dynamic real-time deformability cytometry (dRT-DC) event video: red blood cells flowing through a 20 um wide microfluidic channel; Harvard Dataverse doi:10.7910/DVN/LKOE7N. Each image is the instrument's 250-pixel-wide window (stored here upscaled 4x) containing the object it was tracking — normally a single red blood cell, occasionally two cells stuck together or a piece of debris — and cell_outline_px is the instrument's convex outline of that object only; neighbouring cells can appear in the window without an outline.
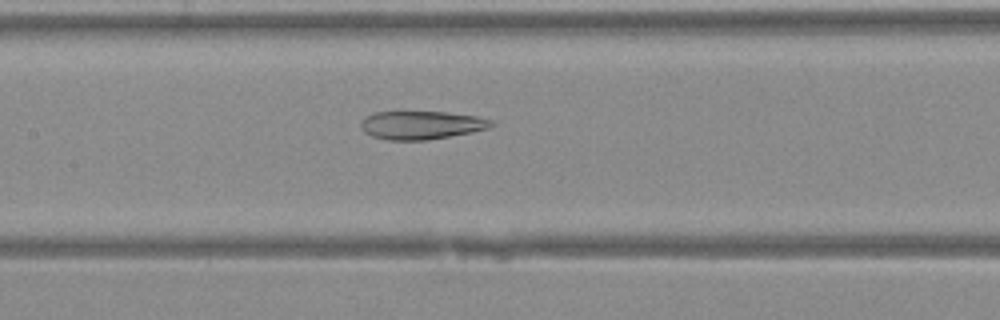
{"species": "Egyptian fruit bat (a non-hibernating species)", "species_latin": "Rousettus aegyptiacus", "temperature_condition": "warm", "stored_images_in_passage": 29, "camera_frame_rate_fps": 3000, "um_per_image_px": 0.085, "animal": {"sex": "female"}, "frame": {"image": 1, "passage_image": 14, "time_ms": 4.333, "image_size_px": [1000, 320], "cell_outline_px": [[492, 124], [488, 128], [472, 132], [428, 140], [388, 140], [372, 136], [364, 132], [360, 124], [364, 116], [376, 112], [444, 112], [480, 116], [492, 120]], "centroid_in_image_um": [35.8, 10.63], "position_along_channel_um": 171.6, "area_um2": 21.5}}
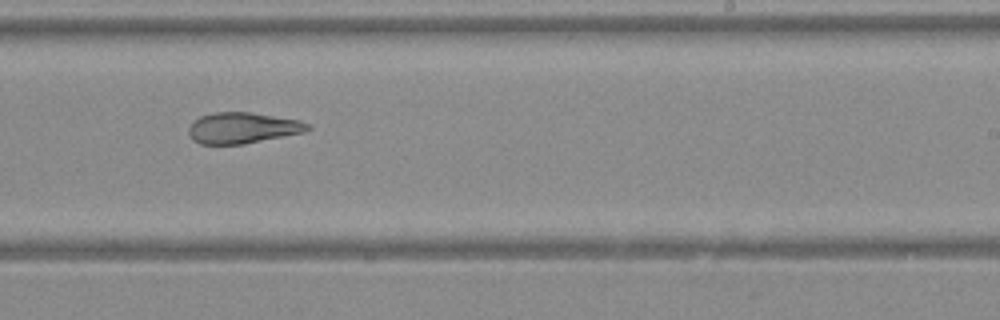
{"frame": {"image": 2, "passage_image": 20, "time_ms": 6.333, "image_size_px": [1000, 320], "cell_outline_px": [[312, 128], [304, 132], [244, 144], [200, 144], [192, 140], [188, 132], [188, 128], [200, 116], [216, 112], [248, 112], [300, 120], [308, 124]], "centroid_in_image_um": [20.61, 10.88], "position_along_channel_um": 268.4, "area_um2": 21.33}}
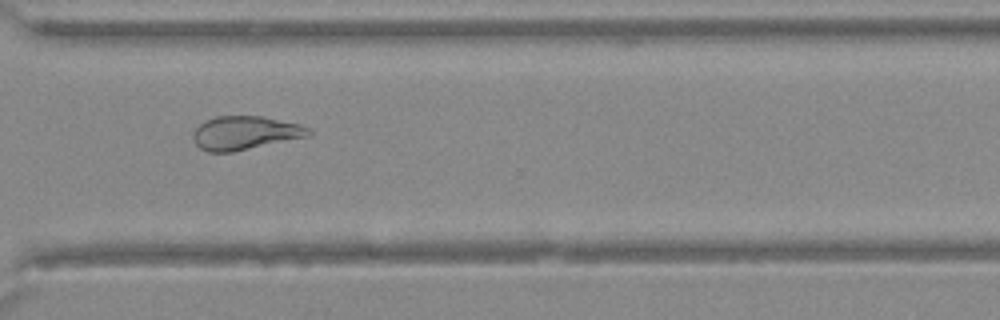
{"frame": {"image": 3, "passage_image": 25, "time_ms": 8.0, "image_size_px": [1000, 320], "cell_outline_px": [[312, 132], [308, 136], [232, 152], [208, 152], [200, 148], [192, 140], [192, 132], [204, 120], [216, 116], [264, 116], [300, 124], [308, 128]], "centroid_in_image_um": [20.79, 11.29], "position_along_channel_um": 349.8, "area_um2": 22.66}}